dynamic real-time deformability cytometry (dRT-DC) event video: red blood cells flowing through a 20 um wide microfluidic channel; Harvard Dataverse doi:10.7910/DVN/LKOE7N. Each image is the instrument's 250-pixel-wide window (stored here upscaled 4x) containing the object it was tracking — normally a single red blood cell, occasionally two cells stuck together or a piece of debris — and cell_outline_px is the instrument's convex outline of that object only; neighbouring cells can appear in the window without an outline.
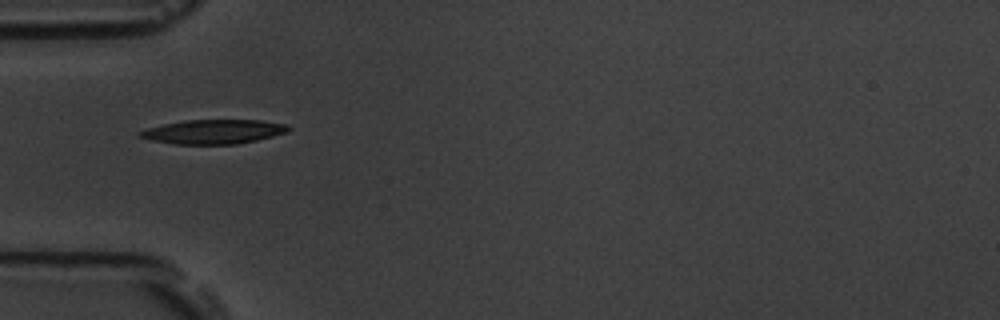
{"species": "common noctule bat (a hibernating species)", "species_latin": "Nyctalus noctula", "temperature_condition": "room temperature", "stored_images_in_passage": 35, "camera_frame_rate_fps": 3000, "um_per_image_px": 0.085, "animal": {"sex": "male", "body_mass_g": 19.5, "forearm_length_mm": 54.6}, "frame": {"image": 1, "passage_image": 1, "time_ms": 0.0, "image_size_px": [1000, 320], "cell_outline_px": [[292, 128], [288, 132], [256, 140], [236, 144], [172, 144], [152, 140], [136, 136], [136, 132], [148, 128], [164, 124], [184, 120], [260, 120], [288, 124]], "centroid_in_image_um": [18.14, 11.19], "position_along_channel_um": 66.9, "area_um2": 21.1}}
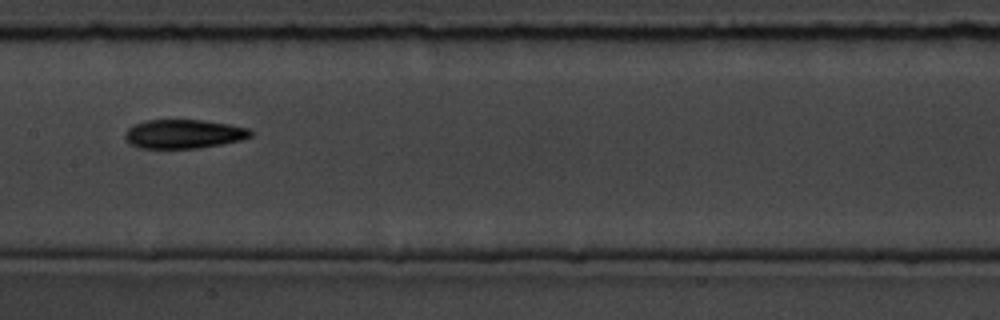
{"frame": {"image": 2, "passage_image": 11, "time_ms": 3.333, "image_size_px": [1000, 320], "cell_outline_px": [[256, 132], [252, 136], [240, 140], [220, 144], [196, 148], [140, 148], [132, 144], [124, 136], [124, 132], [132, 124], [144, 120], [204, 120], [228, 124], [248, 128]], "centroid_in_image_um": [15.62, 11.37], "position_along_channel_um": 191.8, "area_um2": 21.21}}
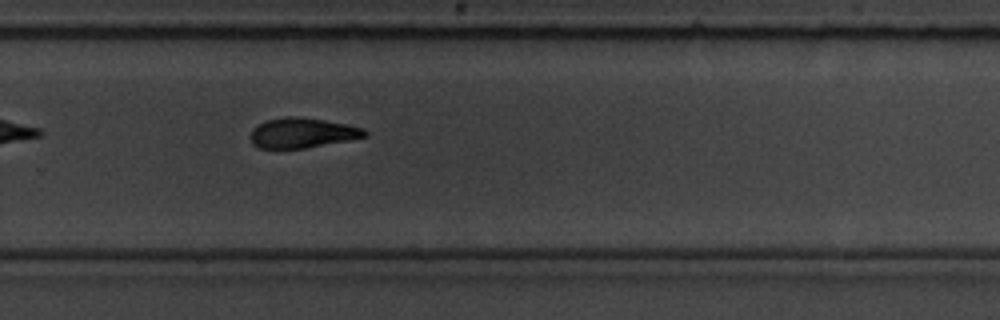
{"frame": {"image": 3, "passage_image": 20, "time_ms": 6.333, "image_size_px": [1000, 320], "cell_outline_px": [[368, 136], [348, 140], [304, 148], [260, 148], [252, 144], [252, 128], [264, 120], [284, 116], [296, 116], [324, 120], [348, 124], [364, 128], [368, 132]], "centroid_in_image_um": [25.7, 11.28], "position_along_channel_um": 304.1, "area_um2": 20.0}, "authors_computed_cell_mechanics": {"area_um2": 20.8658, "velocity_mm_per_s": 3.7589, "shape_relaxation_time_tau1_ms": 6.3729, "shape_relaxation_time_tau2_ms": 7.3949, "deformation_change_tau1": 0.1829, "deformation_change_tau2": 0.1634}}